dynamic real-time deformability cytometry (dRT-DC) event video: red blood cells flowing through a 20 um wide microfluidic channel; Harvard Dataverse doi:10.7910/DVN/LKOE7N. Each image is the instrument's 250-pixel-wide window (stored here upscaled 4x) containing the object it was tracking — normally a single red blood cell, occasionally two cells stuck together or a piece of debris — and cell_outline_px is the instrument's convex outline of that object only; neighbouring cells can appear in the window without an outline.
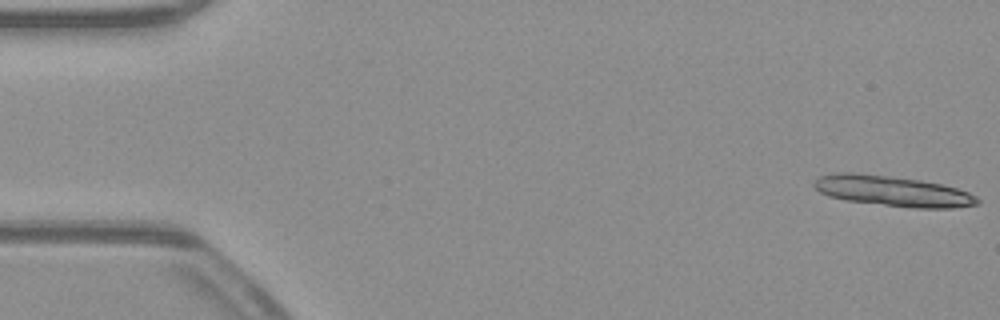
{"species": "common noctule bat (a hibernating species)", "species_latin": "Nyctalus noctula", "temperature_condition": "warm", "stored_images_in_passage": 13, "camera_frame_rate_fps": 3000, "um_per_image_px": 0.085, "animal": {"sex": "male", "body_mass_g": 23.1, "forearm_length_mm": 52.7}, "frame": {"image": 1, "passage_image": 1, "time_ms": 0.0, "image_size_px": [1000, 320], "cell_outline_px": [[980, 204], [952, 208], [912, 208], [844, 200], [828, 196], [820, 192], [812, 184], [820, 176], [832, 172], [852, 172], [888, 176], [920, 180], [940, 184], [956, 188], [968, 192], [976, 196], [980, 200]], "centroid_in_image_um": [75.86, 16.24], "position_along_channel_um": 9.1, "area_um2": 29.02}}